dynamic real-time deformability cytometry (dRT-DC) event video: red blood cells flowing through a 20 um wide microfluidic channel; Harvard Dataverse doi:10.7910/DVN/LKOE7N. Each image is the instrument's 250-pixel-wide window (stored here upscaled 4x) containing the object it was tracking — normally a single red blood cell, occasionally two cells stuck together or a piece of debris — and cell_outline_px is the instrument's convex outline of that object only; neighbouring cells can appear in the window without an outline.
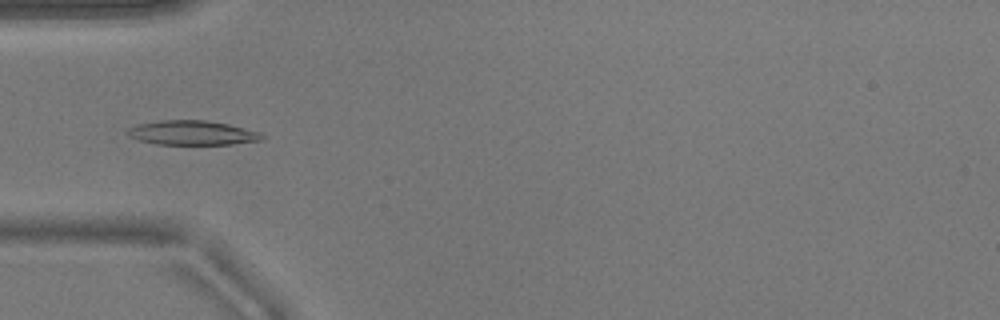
{"species": "common noctule bat (a hibernating species)", "species_latin": "Nyctalus noctula", "temperature_condition": "warm", "stored_images_in_passage": 52, "camera_frame_rate_fps": 3000, "um_per_image_px": 0.085, "animal": {"sex": "male", "body_mass_g": 17.9}, "frame": {"image": 1, "passage_image": 17, "time_ms": 5.333, "image_size_px": [1000, 320], "cell_outline_px": [[264, 140], [232, 144], [156, 144], [140, 140], [128, 136], [124, 132], [128, 128], [140, 124], [160, 120], [204, 120], [228, 124], [260, 132], [264, 136]], "centroid_in_image_um": [16.34, 11.29], "position_along_channel_um": 68.7, "area_um2": 19.07}}
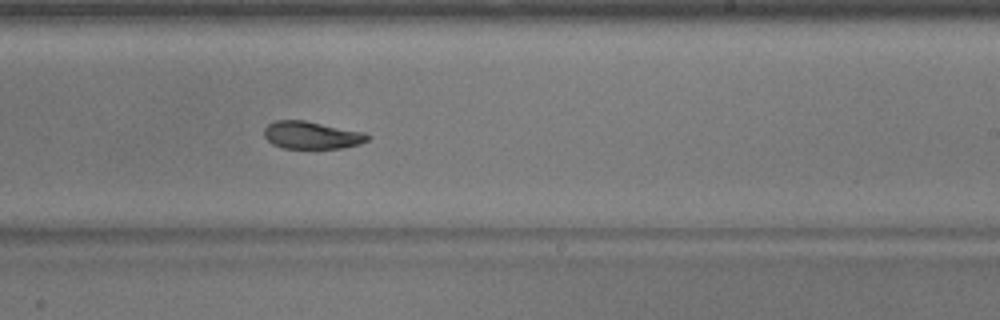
{"frame": {"image": 2, "passage_image": 32, "time_ms": 10.333, "image_size_px": [1000, 320], "cell_outline_px": [[372, 136], [368, 140], [360, 144], [340, 148], [284, 148], [272, 144], [264, 136], [264, 128], [268, 124], [276, 120], [304, 120], [364, 132]], "centroid_in_image_um": [26.5, 11.48], "position_along_channel_um": 262.5, "area_um2": 16.59}}
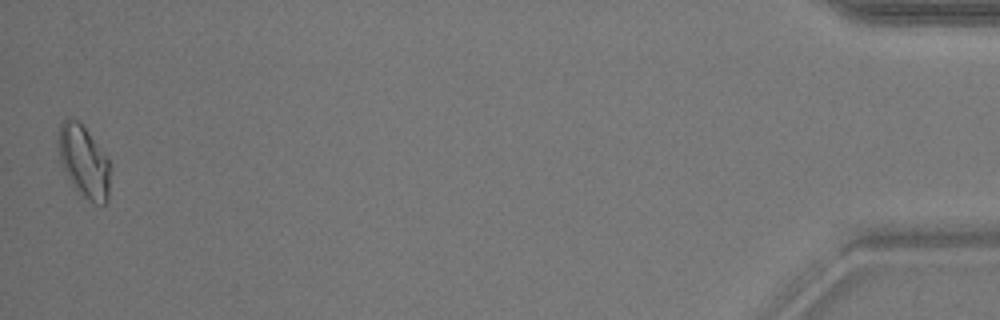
{"frame": {"image": 3, "passage_image": 52, "time_ms": 17.0, "image_size_px": [1000, 320], "cell_outline_px": [[108, 200], [104, 204], [96, 204], [84, 196], [72, 184], [60, 160], [56, 144], [56, 140], [60, 124], [68, 116], [76, 120], [84, 128], [108, 156]], "centroid_in_image_um": [7.09, 13.68], "position_along_channel_um": 428.1, "area_um2": 21.39}, "authors_computed_cell_mechanics": {"area_um2": 17.9469, "velocity_mm_per_s": 3.8685, "shape_relaxation_time_tau1_ms": 3.9268, "shape_relaxation_time_tau2_ms": 2.984, "deformation_change_tau1": 0.1296, "deformation_change_tau2": 0.08}}